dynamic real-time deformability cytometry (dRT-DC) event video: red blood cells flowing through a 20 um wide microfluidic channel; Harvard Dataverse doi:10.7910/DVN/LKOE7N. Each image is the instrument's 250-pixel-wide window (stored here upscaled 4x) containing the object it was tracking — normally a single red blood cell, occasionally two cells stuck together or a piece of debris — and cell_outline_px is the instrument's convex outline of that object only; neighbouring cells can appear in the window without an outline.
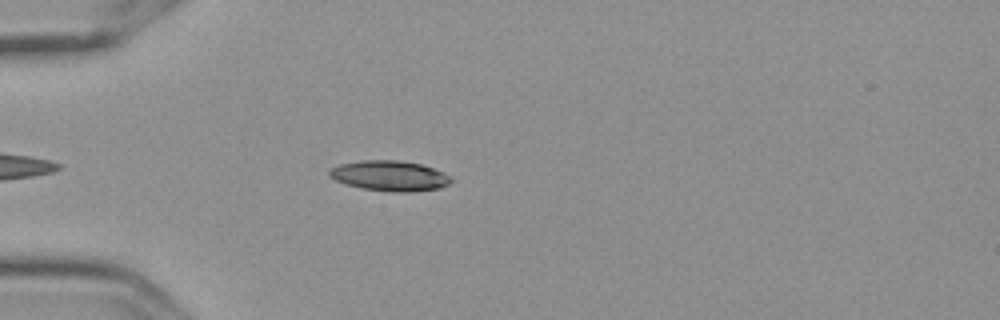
{"species": "Egyptian fruit bat (a non-hibernating species)", "species_latin": "Rousettus aegyptiacus", "temperature_condition": "cold", "stored_images_in_passage": 6, "camera_frame_rate_fps": 3000, "um_per_image_px": 0.085, "frame": {"image": 1, "passage_image": 5, "time_ms": 1.333, "image_size_px": [1000, 320], "cell_outline_px": [[452, 180], [448, 184], [440, 188], [412, 192], [392, 192], [364, 188], [344, 184], [328, 176], [328, 172], [332, 168], [340, 164], [364, 160], [396, 160], [420, 164], [432, 168], [452, 176]], "centroid_in_image_um": [33.13, 14.95], "position_along_channel_um": 51.9, "area_um2": 21.39}}